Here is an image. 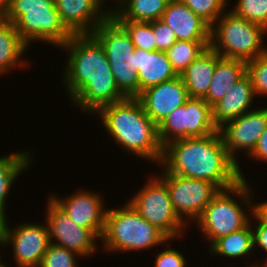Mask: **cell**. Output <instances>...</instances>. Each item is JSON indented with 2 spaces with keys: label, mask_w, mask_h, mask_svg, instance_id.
I'll return each instance as SVG.
<instances>
[{
  "label": "cell",
  "mask_w": 267,
  "mask_h": 267,
  "mask_svg": "<svg viewBox=\"0 0 267 267\" xmlns=\"http://www.w3.org/2000/svg\"><path fill=\"white\" fill-rule=\"evenodd\" d=\"M217 131L211 106L204 99L189 98L158 125V138L164 147L175 140L204 137Z\"/></svg>",
  "instance_id": "cell-10"
},
{
  "label": "cell",
  "mask_w": 267,
  "mask_h": 267,
  "mask_svg": "<svg viewBox=\"0 0 267 267\" xmlns=\"http://www.w3.org/2000/svg\"><path fill=\"white\" fill-rule=\"evenodd\" d=\"M215 70V51L208 47L180 75L189 98L203 99Z\"/></svg>",
  "instance_id": "cell-23"
},
{
  "label": "cell",
  "mask_w": 267,
  "mask_h": 267,
  "mask_svg": "<svg viewBox=\"0 0 267 267\" xmlns=\"http://www.w3.org/2000/svg\"><path fill=\"white\" fill-rule=\"evenodd\" d=\"M264 259H265L264 260L265 262L263 261V263L261 264L260 263L258 264V262H255L254 264L251 263L250 265L245 266V267H267V257H264Z\"/></svg>",
  "instance_id": "cell-39"
},
{
  "label": "cell",
  "mask_w": 267,
  "mask_h": 267,
  "mask_svg": "<svg viewBox=\"0 0 267 267\" xmlns=\"http://www.w3.org/2000/svg\"><path fill=\"white\" fill-rule=\"evenodd\" d=\"M11 0H0V15L9 7Z\"/></svg>",
  "instance_id": "cell-37"
},
{
  "label": "cell",
  "mask_w": 267,
  "mask_h": 267,
  "mask_svg": "<svg viewBox=\"0 0 267 267\" xmlns=\"http://www.w3.org/2000/svg\"><path fill=\"white\" fill-rule=\"evenodd\" d=\"M159 165L172 175L211 182L219 190L242 180L239 165L230 157L219 131L168 143Z\"/></svg>",
  "instance_id": "cell-2"
},
{
  "label": "cell",
  "mask_w": 267,
  "mask_h": 267,
  "mask_svg": "<svg viewBox=\"0 0 267 267\" xmlns=\"http://www.w3.org/2000/svg\"><path fill=\"white\" fill-rule=\"evenodd\" d=\"M1 16L14 24L28 46L42 41L60 49L73 36L61 21L55 0H11Z\"/></svg>",
  "instance_id": "cell-5"
},
{
  "label": "cell",
  "mask_w": 267,
  "mask_h": 267,
  "mask_svg": "<svg viewBox=\"0 0 267 267\" xmlns=\"http://www.w3.org/2000/svg\"><path fill=\"white\" fill-rule=\"evenodd\" d=\"M60 48L67 54L61 79L72 106L93 115L105 105L126 99L103 46L92 34L73 35Z\"/></svg>",
  "instance_id": "cell-1"
},
{
  "label": "cell",
  "mask_w": 267,
  "mask_h": 267,
  "mask_svg": "<svg viewBox=\"0 0 267 267\" xmlns=\"http://www.w3.org/2000/svg\"><path fill=\"white\" fill-rule=\"evenodd\" d=\"M78 226L92 230L101 240L104 229L107 207L103 197L97 191L75 190L71 195L59 197L55 193L48 195Z\"/></svg>",
  "instance_id": "cell-15"
},
{
  "label": "cell",
  "mask_w": 267,
  "mask_h": 267,
  "mask_svg": "<svg viewBox=\"0 0 267 267\" xmlns=\"http://www.w3.org/2000/svg\"><path fill=\"white\" fill-rule=\"evenodd\" d=\"M210 41L177 40L166 55L174 71L180 76L187 66L209 47Z\"/></svg>",
  "instance_id": "cell-27"
},
{
  "label": "cell",
  "mask_w": 267,
  "mask_h": 267,
  "mask_svg": "<svg viewBox=\"0 0 267 267\" xmlns=\"http://www.w3.org/2000/svg\"><path fill=\"white\" fill-rule=\"evenodd\" d=\"M31 150H16L10 154L0 156V220L7 217L6 206L9 197L10 189L13 184L20 178L21 174L30 169L34 163ZM32 162V163H31ZM17 179V180H16Z\"/></svg>",
  "instance_id": "cell-24"
},
{
  "label": "cell",
  "mask_w": 267,
  "mask_h": 267,
  "mask_svg": "<svg viewBox=\"0 0 267 267\" xmlns=\"http://www.w3.org/2000/svg\"><path fill=\"white\" fill-rule=\"evenodd\" d=\"M267 29L227 9L211 26L210 44L220 57L249 62L267 52Z\"/></svg>",
  "instance_id": "cell-7"
},
{
  "label": "cell",
  "mask_w": 267,
  "mask_h": 267,
  "mask_svg": "<svg viewBox=\"0 0 267 267\" xmlns=\"http://www.w3.org/2000/svg\"><path fill=\"white\" fill-rule=\"evenodd\" d=\"M169 242V243H167ZM173 241V239H169L166 241V247L165 250L162 249L159 253L155 254L156 258L154 261V267H186L187 266V258L184 256V254L181 251H178L179 249H175L170 244ZM169 244V245H168ZM168 245V247H167Z\"/></svg>",
  "instance_id": "cell-34"
},
{
  "label": "cell",
  "mask_w": 267,
  "mask_h": 267,
  "mask_svg": "<svg viewBox=\"0 0 267 267\" xmlns=\"http://www.w3.org/2000/svg\"><path fill=\"white\" fill-rule=\"evenodd\" d=\"M127 202L169 239L176 240L186 235L188 226L175 213L168 188L157 175L151 174Z\"/></svg>",
  "instance_id": "cell-9"
},
{
  "label": "cell",
  "mask_w": 267,
  "mask_h": 267,
  "mask_svg": "<svg viewBox=\"0 0 267 267\" xmlns=\"http://www.w3.org/2000/svg\"><path fill=\"white\" fill-rule=\"evenodd\" d=\"M247 158L258 163H260L259 161L267 163V126L257 141L253 152Z\"/></svg>",
  "instance_id": "cell-36"
},
{
  "label": "cell",
  "mask_w": 267,
  "mask_h": 267,
  "mask_svg": "<svg viewBox=\"0 0 267 267\" xmlns=\"http://www.w3.org/2000/svg\"><path fill=\"white\" fill-rule=\"evenodd\" d=\"M245 74L246 62L238 59L223 58L215 52V70L208 92L203 99L212 107Z\"/></svg>",
  "instance_id": "cell-22"
},
{
  "label": "cell",
  "mask_w": 267,
  "mask_h": 267,
  "mask_svg": "<svg viewBox=\"0 0 267 267\" xmlns=\"http://www.w3.org/2000/svg\"><path fill=\"white\" fill-rule=\"evenodd\" d=\"M188 6L197 16H200L210 26L227 10L230 6L229 0H178Z\"/></svg>",
  "instance_id": "cell-29"
},
{
  "label": "cell",
  "mask_w": 267,
  "mask_h": 267,
  "mask_svg": "<svg viewBox=\"0 0 267 267\" xmlns=\"http://www.w3.org/2000/svg\"><path fill=\"white\" fill-rule=\"evenodd\" d=\"M251 227L255 253L256 251L258 252V250L261 249V253L263 250L264 253L266 252L265 254H267V216L258 207L252 213Z\"/></svg>",
  "instance_id": "cell-33"
},
{
  "label": "cell",
  "mask_w": 267,
  "mask_h": 267,
  "mask_svg": "<svg viewBox=\"0 0 267 267\" xmlns=\"http://www.w3.org/2000/svg\"><path fill=\"white\" fill-rule=\"evenodd\" d=\"M255 97L251 79L246 73L232 85L222 99L211 107L214 125L219 128L224 123L254 109L252 104Z\"/></svg>",
  "instance_id": "cell-19"
},
{
  "label": "cell",
  "mask_w": 267,
  "mask_h": 267,
  "mask_svg": "<svg viewBox=\"0 0 267 267\" xmlns=\"http://www.w3.org/2000/svg\"><path fill=\"white\" fill-rule=\"evenodd\" d=\"M80 258L77 253L50 243L39 267H79Z\"/></svg>",
  "instance_id": "cell-31"
},
{
  "label": "cell",
  "mask_w": 267,
  "mask_h": 267,
  "mask_svg": "<svg viewBox=\"0 0 267 267\" xmlns=\"http://www.w3.org/2000/svg\"><path fill=\"white\" fill-rule=\"evenodd\" d=\"M47 198L44 221L50 243L73 251L82 258H91L98 252L100 238L92 230L78 226L50 197Z\"/></svg>",
  "instance_id": "cell-13"
},
{
  "label": "cell",
  "mask_w": 267,
  "mask_h": 267,
  "mask_svg": "<svg viewBox=\"0 0 267 267\" xmlns=\"http://www.w3.org/2000/svg\"><path fill=\"white\" fill-rule=\"evenodd\" d=\"M160 20L174 31L177 40L210 41L211 26L178 0L169 1Z\"/></svg>",
  "instance_id": "cell-18"
},
{
  "label": "cell",
  "mask_w": 267,
  "mask_h": 267,
  "mask_svg": "<svg viewBox=\"0 0 267 267\" xmlns=\"http://www.w3.org/2000/svg\"><path fill=\"white\" fill-rule=\"evenodd\" d=\"M136 68L139 77V95L147 88L178 76L164 51L136 49Z\"/></svg>",
  "instance_id": "cell-20"
},
{
  "label": "cell",
  "mask_w": 267,
  "mask_h": 267,
  "mask_svg": "<svg viewBox=\"0 0 267 267\" xmlns=\"http://www.w3.org/2000/svg\"><path fill=\"white\" fill-rule=\"evenodd\" d=\"M92 35L103 46L119 91L126 98L139 96L136 48L127 32L110 16Z\"/></svg>",
  "instance_id": "cell-8"
},
{
  "label": "cell",
  "mask_w": 267,
  "mask_h": 267,
  "mask_svg": "<svg viewBox=\"0 0 267 267\" xmlns=\"http://www.w3.org/2000/svg\"><path fill=\"white\" fill-rule=\"evenodd\" d=\"M258 208L267 216V200L258 202Z\"/></svg>",
  "instance_id": "cell-38"
},
{
  "label": "cell",
  "mask_w": 267,
  "mask_h": 267,
  "mask_svg": "<svg viewBox=\"0 0 267 267\" xmlns=\"http://www.w3.org/2000/svg\"><path fill=\"white\" fill-rule=\"evenodd\" d=\"M162 169L156 174L167 186L177 216L187 225L195 222L220 191L213 183L172 175ZM190 221V222H189ZM188 222V223H187Z\"/></svg>",
  "instance_id": "cell-12"
},
{
  "label": "cell",
  "mask_w": 267,
  "mask_h": 267,
  "mask_svg": "<svg viewBox=\"0 0 267 267\" xmlns=\"http://www.w3.org/2000/svg\"><path fill=\"white\" fill-rule=\"evenodd\" d=\"M7 264H5L4 262H3V259L0 261V267H8L9 265H7ZM16 267H18V266H16Z\"/></svg>",
  "instance_id": "cell-41"
},
{
  "label": "cell",
  "mask_w": 267,
  "mask_h": 267,
  "mask_svg": "<svg viewBox=\"0 0 267 267\" xmlns=\"http://www.w3.org/2000/svg\"><path fill=\"white\" fill-rule=\"evenodd\" d=\"M254 107L256 108L218 128L230 157L239 165L242 180H246V176L239 164L238 154L245 151L244 155L248 157L267 126V106L257 108L255 105Z\"/></svg>",
  "instance_id": "cell-14"
},
{
  "label": "cell",
  "mask_w": 267,
  "mask_h": 267,
  "mask_svg": "<svg viewBox=\"0 0 267 267\" xmlns=\"http://www.w3.org/2000/svg\"><path fill=\"white\" fill-rule=\"evenodd\" d=\"M0 248L2 247V249H3V243H2V241H1V239H0ZM0 252H1V250H0ZM1 259H2V257H1V254H0V261H1Z\"/></svg>",
  "instance_id": "cell-42"
},
{
  "label": "cell",
  "mask_w": 267,
  "mask_h": 267,
  "mask_svg": "<svg viewBox=\"0 0 267 267\" xmlns=\"http://www.w3.org/2000/svg\"><path fill=\"white\" fill-rule=\"evenodd\" d=\"M231 7L235 15L267 29V0H237Z\"/></svg>",
  "instance_id": "cell-30"
},
{
  "label": "cell",
  "mask_w": 267,
  "mask_h": 267,
  "mask_svg": "<svg viewBox=\"0 0 267 267\" xmlns=\"http://www.w3.org/2000/svg\"><path fill=\"white\" fill-rule=\"evenodd\" d=\"M208 251L214 257L249 259V256L254 255L251 219L244 228L217 239Z\"/></svg>",
  "instance_id": "cell-26"
},
{
  "label": "cell",
  "mask_w": 267,
  "mask_h": 267,
  "mask_svg": "<svg viewBox=\"0 0 267 267\" xmlns=\"http://www.w3.org/2000/svg\"><path fill=\"white\" fill-rule=\"evenodd\" d=\"M137 99L145 113L158 126L172 111L189 99L181 76L145 89Z\"/></svg>",
  "instance_id": "cell-17"
},
{
  "label": "cell",
  "mask_w": 267,
  "mask_h": 267,
  "mask_svg": "<svg viewBox=\"0 0 267 267\" xmlns=\"http://www.w3.org/2000/svg\"><path fill=\"white\" fill-rule=\"evenodd\" d=\"M156 50L166 52L176 41L174 31L162 20L152 21Z\"/></svg>",
  "instance_id": "cell-35"
},
{
  "label": "cell",
  "mask_w": 267,
  "mask_h": 267,
  "mask_svg": "<svg viewBox=\"0 0 267 267\" xmlns=\"http://www.w3.org/2000/svg\"><path fill=\"white\" fill-rule=\"evenodd\" d=\"M115 21L127 32L136 49L156 51L152 22Z\"/></svg>",
  "instance_id": "cell-28"
},
{
  "label": "cell",
  "mask_w": 267,
  "mask_h": 267,
  "mask_svg": "<svg viewBox=\"0 0 267 267\" xmlns=\"http://www.w3.org/2000/svg\"><path fill=\"white\" fill-rule=\"evenodd\" d=\"M170 0H121L111 10L114 20L152 22L160 20Z\"/></svg>",
  "instance_id": "cell-25"
},
{
  "label": "cell",
  "mask_w": 267,
  "mask_h": 267,
  "mask_svg": "<svg viewBox=\"0 0 267 267\" xmlns=\"http://www.w3.org/2000/svg\"><path fill=\"white\" fill-rule=\"evenodd\" d=\"M169 238L145 220L128 202L118 208H107L105 229L101 238L103 252L129 253L153 250Z\"/></svg>",
  "instance_id": "cell-6"
},
{
  "label": "cell",
  "mask_w": 267,
  "mask_h": 267,
  "mask_svg": "<svg viewBox=\"0 0 267 267\" xmlns=\"http://www.w3.org/2000/svg\"><path fill=\"white\" fill-rule=\"evenodd\" d=\"M107 0H55L62 23L73 35L92 34L111 16Z\"/></svg>",
  "instance_id": "cell-16"
},
{
  "label": "cell",
  "mask_w": 267,
  "mask_h": 267,
  "mask_svg": "<svg viewBox=\"0 0 267 267\" xmlns=\"http://www.w3.org/2000/svg\"><path fill=\"white\" fill-rule=\"evenodd\" d=\"M246 73L251 79L255 96H267V52L246 62Z\"/></svg>",
  "instance_id": "cell-32"
},
{
  "label": "cell",
  "mask_w": 267,
  "mask_h": 267,
  "mask_svg": "<svg viewBox=\"0 0 267 267\" xmlns=\"http://www.w3.org/2000/svg\"><path fill=\"white\" fill-rule=\"evenodd\" d=\"M92 116L100 119L109 137L123 152L159 166L163 147L158 138V126L137 98L105 105Z\"/></svg>",
  "instance_id": "cell-3"
},
{
  "label": "cell",
  "mask_w": 267,
  "mask_h": 267,
  "mask_svg": "<svg viewBox=\"0 0 267 267\" xmlns=\"http://www.w3.org/2000/svg\"><path fill=\"white\" fill-rule=\"evenodd\" d=\"M8 225V218L0 220V239L4 248L11 246L15 265L39 267L50 244L45 221L21 222L16 227Z\"/></svg>",
  "instance_id": "cell-11"
},
{
  "label": "cell",
  "mask_w": 267,
  "mask_h": 267,
  "mask_svg": "<svg viewBox=\"0 0 267 267\" xmlns=\"http://www.w3.org/2000/svg\"><path fill=\"white\" fill-rule=\"evenodd\" d=\"M29 47L30 46H28L21 39L19 33L15 30L14 24L5 20L0 15V76L1 77L3 75L7 76L8 73H11L10 71L18 67H22L23 69V68H28L27 66L31 65L30 64L31 61H29L28 58L23 59Z\"/></svg>",
  "instance_id": "cell-21"
},
{
  "label": "cell",
  "mask_w": 267,
  "mask_h": 267,
  "mask_svg": "<svg viewBox=\"0 0 267 267\" xmlns=\"http://www.w3.org/2000/svg\"><path fill=\"white\" fill-rule=\"evenodd\" d=\"M109 1H113L114 3L112 4L113 6H111V10L115 7L114 4H118L121 0H109ZM107 4H108V0H107Z\"/></svg>",
  "instance_id": "cell-40"
},
{
  "label": "cell",
  "mask_w": 267,
  "mask_h": 267,
  "mask_svg": "<svg viewBox=\"0 0 267 267\" xmlns=\"http://www.w3.org/2000/svg\"><path fill=\"white\" fill-rule=\"evenodd\" d=\"M248 182L247 179L241 180L231 188L220 190L194 222L207 240L208 248L217 239L244 228L250 222L258 201H254L256 189Z\"/></svg>",
  "instance_id": "cell-4"
}]
</instances>
